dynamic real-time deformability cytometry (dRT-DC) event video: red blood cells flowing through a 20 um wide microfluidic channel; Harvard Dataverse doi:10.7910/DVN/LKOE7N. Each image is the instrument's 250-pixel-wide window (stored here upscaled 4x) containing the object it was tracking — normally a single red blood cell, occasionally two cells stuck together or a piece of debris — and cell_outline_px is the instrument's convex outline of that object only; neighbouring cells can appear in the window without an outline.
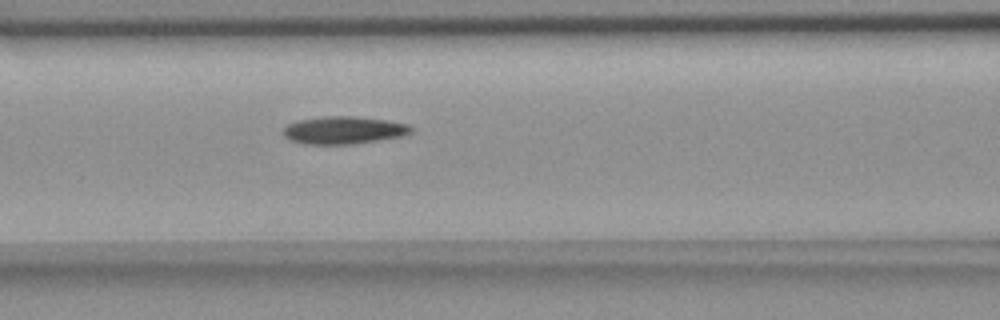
{"species": "common noctule bat (a hibernating species)", "species_latin": "Nyctalus noctula", "temperature_condition": "room temperature", "stored_images_in_passage": 5, "camera_frame_rate_fps": 3000, "um_per_image_px": 0.085, "animal": {"sex": "female", "body_mass_g": 18.4}, "frame": {"image": 1, "passage_image": 5, "time_ms": 4.333, "image_size_px": [1000, 320], "cell_outline_px": [[412, 132], [404, 136], [352, 144], [304, 144], [288, 140], [284, 136], [284, 128], [288, 124], [296, 120], [324, 116], [356, 116], [388, 120], [408, 124], [412, 128]], "centroid_in_image_um": [29.21, 11.06], "position_along_channel_um": 137.4, "area_um2": 20.75}}